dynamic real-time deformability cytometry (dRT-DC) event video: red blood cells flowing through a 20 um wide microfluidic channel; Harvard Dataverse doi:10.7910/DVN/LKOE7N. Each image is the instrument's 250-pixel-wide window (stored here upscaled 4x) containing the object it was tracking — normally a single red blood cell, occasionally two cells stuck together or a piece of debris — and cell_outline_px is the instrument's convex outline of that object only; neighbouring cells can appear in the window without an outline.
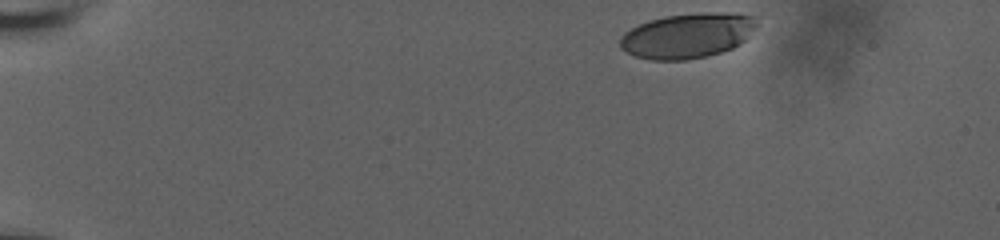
{"species": "human", "species_latin": "Homo sapiens", "temperature_condition": "room temperature", "stored_images_in_passage": 42, "camera_frame_rate_fps": 3000, "um_per_image_px": 0.085, "donor": {"sex": "male"}, "frame": {"image": 1, "passage_image": 1, "time_ms": 0.0, "image_size_px": [1000, 240], "cell_outline_px": [[756, 24], [744, 40], [732, 48], [720, 52], [704, 56], [684, 60], [652, 60], [636, 56], [620, 48], [620, 40], [624, 32], [648, 20], [664, 16], [700, 12], [740, 12], [756, 16]], "centroid_in_image_um": [58.44, 3.0], "position_along_channel_um": 26.6, "area_um2": 35.78}}
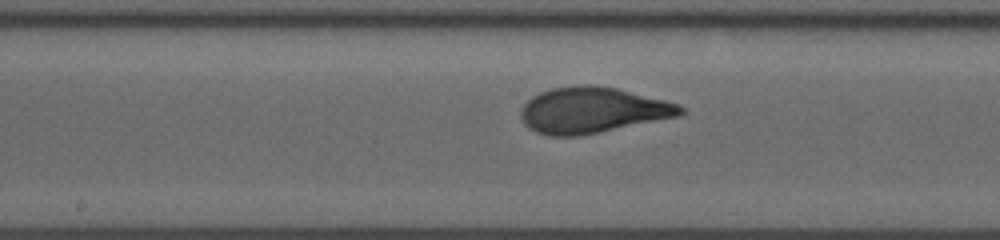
{"frame": {"image": 2, "passage_image": 24, "time_ms": 7.667, "image_size_px": [1000, 240], "cell_outline_px": [[684, 112], [680, 116], [576, 136], [548, 136], [536, 132], [528, 128], [524, 124], [520, 116], [520, 108], [532, 96], [540, 92], [552, 88], [584, 84], [592, 84], [616, 88], [680, 104], [684, 108]], "centroid_in_image_um": [50.32, 9.36], "position_along_channel_um": 197.9, "area_um2": 42.54}}
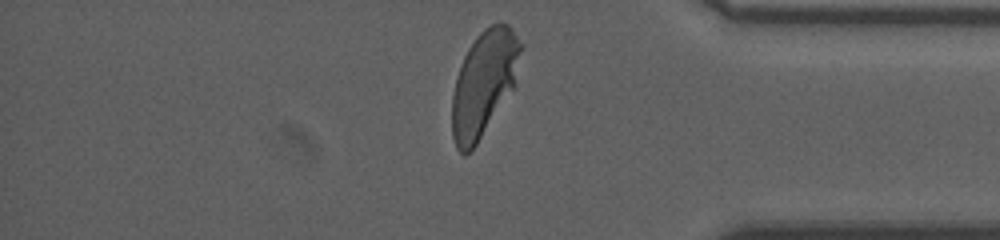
{"frame": {"image": 3, "passage_image": 41, "time_ms": 13.333, "image_size_px": [1000, 240], "cell_outline_px": [[524, 44], [512, 88], [476, 144], [464, 156], [456, 148], [452, 136], [452, 96], [456, 76], [464, 56], [468, 48], [476, 36], [484, 28], [500, 20], [508, 24], [512, 28]], "centroid_in_image_um": [41.12, 7.01], "position_along_channel_um": 394.1, "area_um2": 41.79}, "authors_computed_cell_mechanics": {"area_um2": 40.8357, "velocity_mm_per_s": 3.7336, "shape_relaxation_time_tau1_ms": 3.1237, "shape_relaxation_time_tau2_ms": null, "deformation_change_tau1": 0.1804, "deformation_change_tau2": null}}